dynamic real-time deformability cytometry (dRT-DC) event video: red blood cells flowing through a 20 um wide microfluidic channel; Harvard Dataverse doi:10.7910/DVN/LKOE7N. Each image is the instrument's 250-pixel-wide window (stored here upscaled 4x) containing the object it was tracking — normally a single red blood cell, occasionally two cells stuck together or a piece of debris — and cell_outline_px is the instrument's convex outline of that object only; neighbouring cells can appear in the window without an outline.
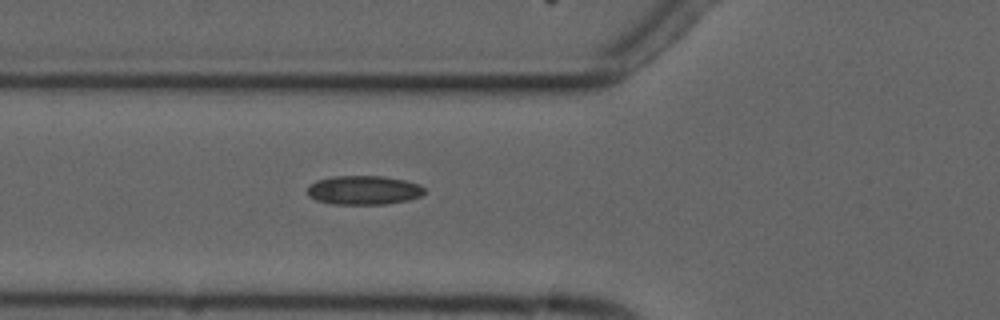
{"species": "common noctule bat (a hibernating species)", "species_latin": "Nyctalus noctula", "temperature_condition": "cold", "stored_images_in_passage": 4, "camera_frame_rate_fps": 3000, "um_per_image_px": 0.085, "animal": {"sex": "male", "forearm_length_mm": 52.5}, "frame": {"image": 1, "passage_image": 4, "time_ms": 4.667, "image_size_px": [1000, 320], "cell_outline_px": [[424, 192], [420, 196], [408, 200], [388, 204], [332, 204], [316, 200], [308, 196], [308, 184], [316, 180], [332, 176], [384, 176], [404, 180], [420, 184], [424, 188]], "centroid_in_image_um": [30.89, 16.16], "position_along_channel_um": 94.9, "area_um2": 19.94}}